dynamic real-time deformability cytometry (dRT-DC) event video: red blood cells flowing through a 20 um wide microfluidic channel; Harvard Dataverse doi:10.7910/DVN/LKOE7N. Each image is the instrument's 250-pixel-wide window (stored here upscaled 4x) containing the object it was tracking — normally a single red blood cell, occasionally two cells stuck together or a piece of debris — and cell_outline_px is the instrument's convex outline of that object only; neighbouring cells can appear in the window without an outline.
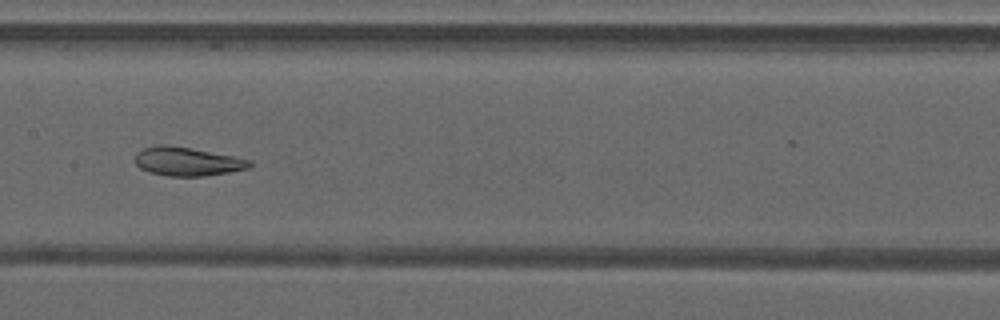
{"species": "common noctule bat (a hibernating species)", "species_latin": "Nyctalus noctula", "temperature_condition": "warm", "stored_images_in_passage": 41, "camera_frame_rate_fps": 3000, "um_per_image_px": 0.085, "animal": {"sex": "male", "forearm_length_mm": 52.5}, "frame": {"image": 1, "passage_image": 17, "time_ms": 5.333, "image_size_px": [1000, 320], "cell_outline_px": [[252, 164], [248, 168], [228, 172], [204, 176], [168, 176], [148, 172], [140, 168], [136, 164], [136, 152], [144, 148], [160, 144], [168, 144], [232, 156], [252, 160]], "centroid_in_image_um": [15.89, 13.73], "position_along_channel_um": 191.5, "area_um2": 19.02}}
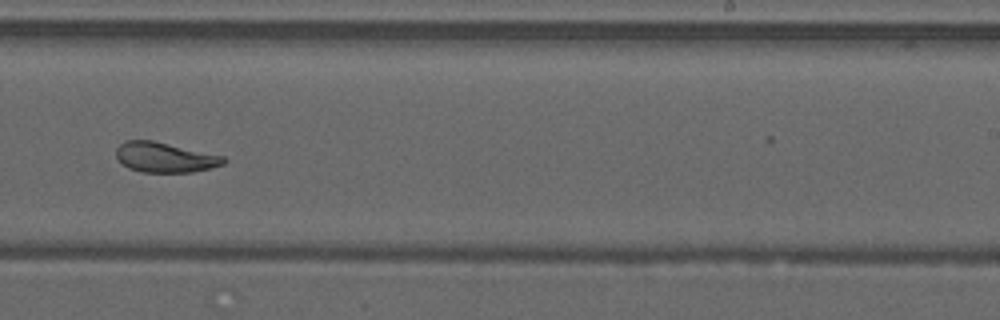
{"frame": {"image": 2, "passage_image": 23, "time_ms": 7.333, "image_size_px": [1000, 320], "cell_outline_px": [[228, 160], [224, 164], [192, 172], [140, 172], [128, 168], [116, 156], [116, 148], [124, 140], [152, 140], [224, 156]], "centroid_in_image_um": [14.01, 13.37], "position_along_channel_um": 275.0, "area_um2": 18.73}}
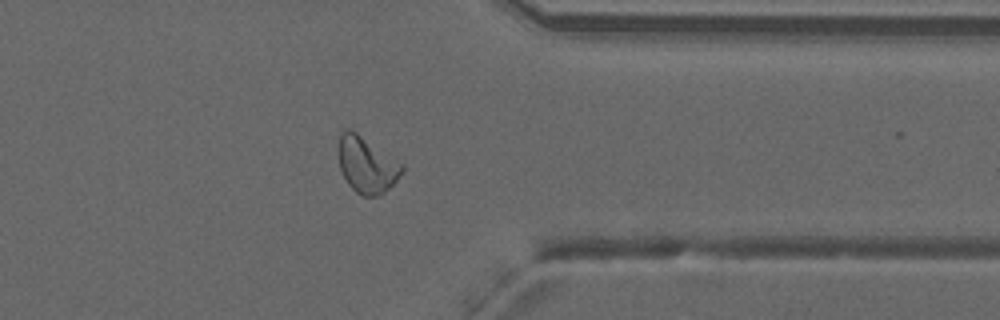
{"frame": {"image": 3, "passage_image": 31, "time_ms": 10.0, "image_size_px": [1000, 320], "cell_outline_px": [[404, 172], [380, 196], [364, 196], [356, 192], [348, 184], [340, 168], [340, 132], [344, 128], [348, 128], [356, 132], [404, 164]], "centroid_in_image_um": [31.2, 14.01], "position_along_channel_um": 380.2, "area_um2": 20.52}, "authors_computed_cell_mechanics": {"area_um2": 20.519, "velocity_mm_per_s": 4.1926, "shape_relaxation_time_tau1_ms": null, "shape_relaxation_time_tau2_ms": 1.6294, "deformation_change_tau1": null, "deformation_change_tau2": 0.0627}}